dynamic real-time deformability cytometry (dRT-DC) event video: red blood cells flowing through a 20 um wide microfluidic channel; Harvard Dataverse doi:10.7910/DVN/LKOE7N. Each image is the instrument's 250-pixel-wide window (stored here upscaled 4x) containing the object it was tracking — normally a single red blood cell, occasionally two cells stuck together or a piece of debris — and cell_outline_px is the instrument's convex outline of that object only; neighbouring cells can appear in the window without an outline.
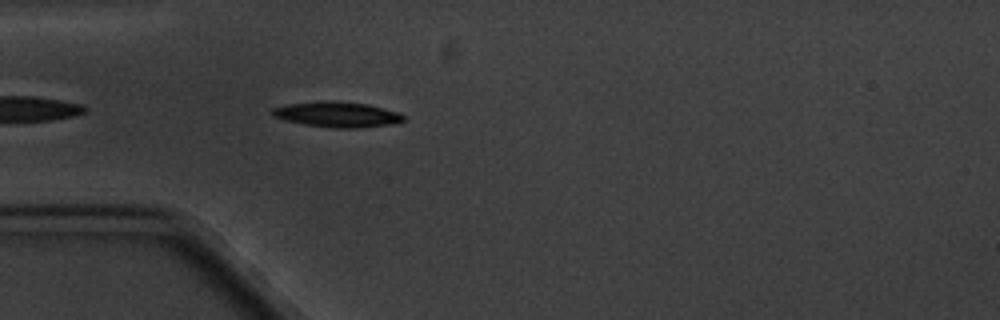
{"species": "common noctule bat (a hibernating species)", "species_latin": "Nyctalus noctula", "temperature_condition": "cold", "stored_images_in_passage": 2, "camera_frame_rate_fps": 3000, "um_per_image_px": 0.085, "animal": {"sex": "male", "body_mass_g": 20.1, "forearm_length_mm": 53.5}, "frame": {"image": 1, "passage_image": 2, "time_ms": 1.0, "image_size_px": [1000, 320], "cell_outline_px": [[404, 120], [388, 124], [356, 128], [336, 128], [308, 124], [284, 120], [272, 116], [272, 108], [288, 104], [332, 100], [368, 104], [400, 112], [404, 116]], "centroid_in_image_um": [28.66, 9.71], "position_along_channel_um": 56.3, "area_um2": 19.13}}